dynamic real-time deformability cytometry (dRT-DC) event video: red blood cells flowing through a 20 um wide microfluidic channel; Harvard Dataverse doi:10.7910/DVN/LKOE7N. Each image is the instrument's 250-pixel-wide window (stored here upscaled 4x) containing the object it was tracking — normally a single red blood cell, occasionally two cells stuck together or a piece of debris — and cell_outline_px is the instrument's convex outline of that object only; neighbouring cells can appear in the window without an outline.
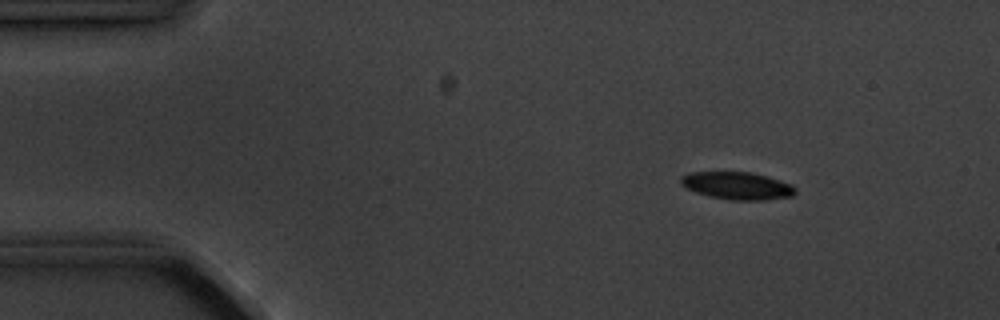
{"species": "common noctule bat (a hibernating species)", "species_latin": "Nyctalus noctula", "temperature_condition": "cold", "stored_images_in_passage": 4, "camera_frame_rate_fps": 3000, "um_per_image_px": 0.085, "animal": {"sex": "male", "body_mass_g": 20.1, "forearm_length_mm": 53.5}, "frame": {"image": 1, "passage_image": 1, "time_ms": 0.0, "image_size_px": [1000, 320], "cell_outline_px": [[796, 192], [792, 196], [764, 200], [732, 200], [712, 196], [696, 192], [680, 184], [680, 176], [692, 172], [752, 172], [768, 176], [792, 184], [796, 188]], "centroid_in_image_um": [62.7, 15.77], "position_along_channel_um": 22.3, "area_um2": 18.32}}